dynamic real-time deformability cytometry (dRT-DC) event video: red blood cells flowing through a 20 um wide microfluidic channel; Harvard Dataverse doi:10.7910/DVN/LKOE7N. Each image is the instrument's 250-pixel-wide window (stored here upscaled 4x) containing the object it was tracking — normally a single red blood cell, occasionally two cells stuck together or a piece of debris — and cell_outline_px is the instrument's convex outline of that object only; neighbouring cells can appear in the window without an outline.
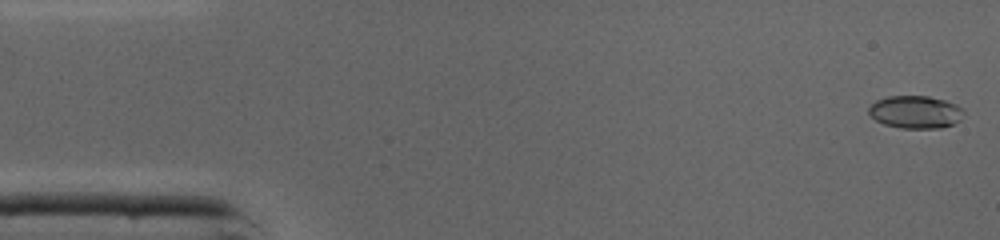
{"species": "common noctule bat (a hibernating species)", "species_latin": "Nyctalus noctula", "temperature_condition": "cold", "stored_images_in_passage": 45, "camera_frame_rate_fps": 3000, "um_per_image_px": 0.085, "animal": {"sex": "male", "body_mass_g": 19.0, "forearm_length_mm": 50.8}, "frame": {"image": 1, "passage_image": 1, "time_ms": 0.0, "image_size_px": [1000, 240], "cell_outline_px": [[964, 112], [960, 120], [952, 124], [940, 128], [900, 128], [884, 124], [876, 120], [868, 112], [868, 108], [876, 100], [888, 96], [928, 96], [944, 100], [956, 104], [964, 108]], "centroid_in_image_um": [77.82, 9.52], "position_along_channel_um": 7.2, "area_um2": 18.09}}
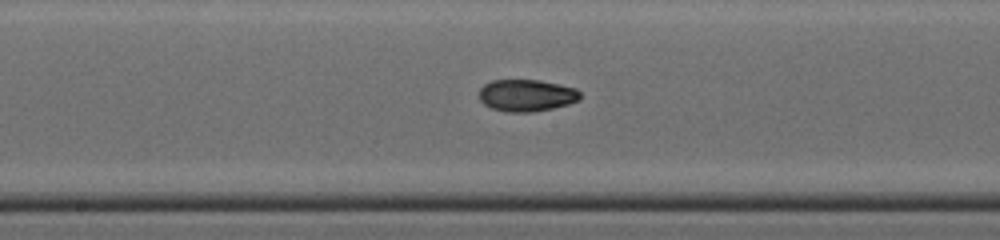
{"frame": {"image": 2, "passage_image": 23, "time_ms": 7.333, "image_size_px": [1000, 240], "cell_outline_px": [[580, 100], [568, 104], [552, 108], [532, 112], [508, 112], [492, 108], [484, 104], [480, 100], [480, 88], [484, 84], [492, 80], [540, 80], [576, 88], [580, 92]], "centroid_in_image_um": [44.76, 8.1], "position_along_channel_um": 203.4, "area_um2": 18.79}}
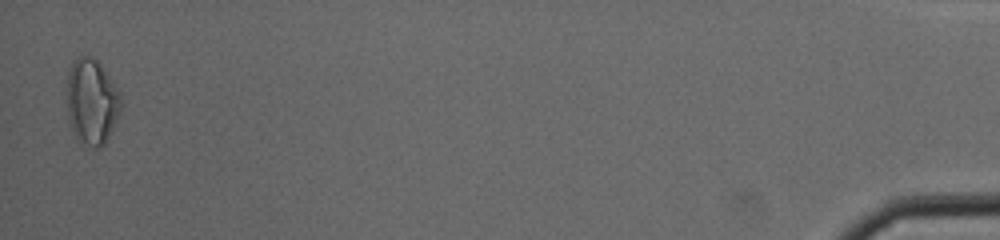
{"frame": {"image": 3, "passage_image": 45, "time_ms": 14.667, "image_size_px": [1000, 240], "cell_outline_px": [[124, 104], [104, 144], [100, 148], [96, 148], [80, 140], [76, 136], [72, 128], [68, 116], [68, 72], [72, 64], [80, 56], [92, 56], [100, 64], [120, 92]], "centroid_in_image_um": [7.83, 8.62], "position_along_channel_um": 427.4, "area_um2": 26.53}, "authors_computed_cell_mechanics": {"area_um2": 18.4382, "velocity_mm_per_s": 4.3752, "shape_relaxation_time_tau1_ms": 6.188, "shape_relaxation_time_tau2_ms": 2.5877, "deformation_change_tau1": 0.1776, "deformation_change_tau2": 0.0699}}